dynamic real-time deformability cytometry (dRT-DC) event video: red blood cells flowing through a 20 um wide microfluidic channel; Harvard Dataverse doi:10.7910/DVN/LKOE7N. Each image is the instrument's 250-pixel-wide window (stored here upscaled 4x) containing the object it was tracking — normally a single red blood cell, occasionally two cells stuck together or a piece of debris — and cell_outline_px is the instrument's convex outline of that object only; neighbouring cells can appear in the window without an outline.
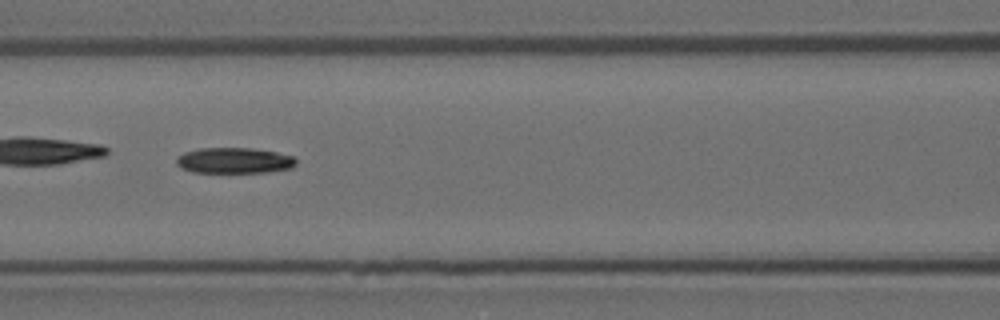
{"species": "Egyptian fruit bat (a non-hibernating species)", "species_latin": "Rousettus aegyptiacus", "temperature_condition": "room temperature", "stored_images_in_passage": 56, "camera_frame_rate_fps": 3000, "um_per_image_px": 0.085, "animal": {"sex": "female"}, "frame": {"image": 1, "passage_image": 25, "time_ms": 8.0, "image_size_px": [1000, 320], "cell_outline_px": [[296, 164], [292, 168], [268, 172], [192, 172], [176, 164], [176, 160], [184, 152], [200, 148], [248, 148], [276, 152], [292, 156], [296, 160]], "centroid_in_image_um": [19.93, 13.64], "position_along_channel_um": 146.7, "area_um2": 17.74}}
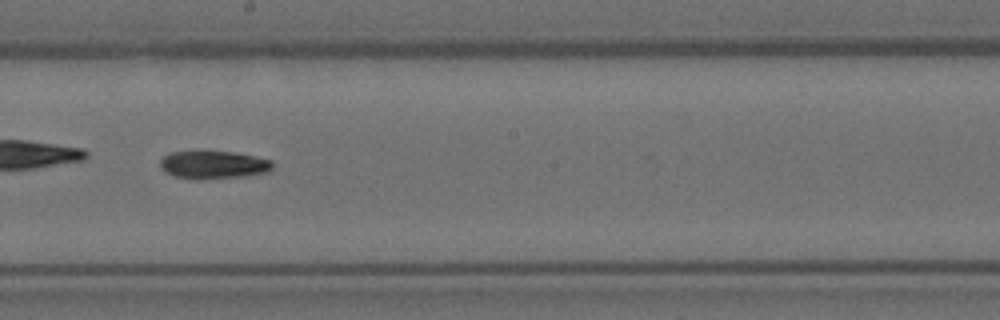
{"frame": {"image": 2, "passage_image": 32, "time_ms": 10.333, "image_size_px": [1000, 320], "cell_outline_px": [[272, 168], [268, 172], [244, 176], [200, 180], [196, 180], [172, 176], [164, 172], [160, 168], [160, 160], [164, 156], [172, 152], [232, 152], [272, 160]], "centroid_in_image_um": [18.1, 14.03], "position_along_channel_um": 230.1, "area_um2": 18.26}}